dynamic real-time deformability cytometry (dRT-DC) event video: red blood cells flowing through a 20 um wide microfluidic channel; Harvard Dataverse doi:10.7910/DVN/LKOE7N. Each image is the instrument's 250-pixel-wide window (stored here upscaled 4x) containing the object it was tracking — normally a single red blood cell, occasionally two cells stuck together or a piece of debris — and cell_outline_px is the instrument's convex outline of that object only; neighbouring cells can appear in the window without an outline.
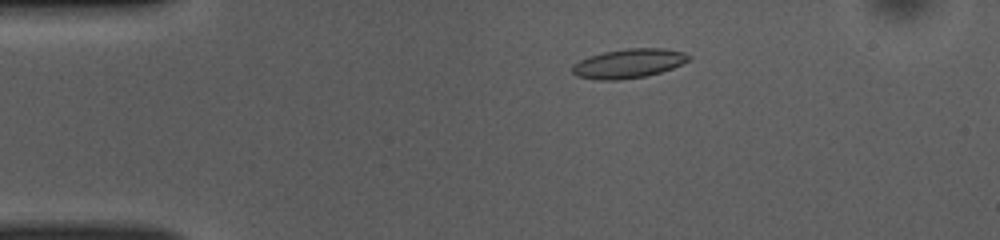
{"species": "common noctule bat (a hibernating species)", "species_latin": "Nyctalus noctula", "temperature_condition": "room temperature", "stored_images_in_passage": 50, "camera_frame_rate_fps": 3000, "um_per_image_px": 0.085, "animal": {"sex": "female", "body_mass_g": 10.0, "forearm_length_mm": 53.1}, "frame": {"image": 1, "passage_image": 9, "time_ms": 2.667, "image_size_px": [1000, 240], "cell_outline_px": [[692, 60], [672, 68], [660, 72], [644, 76], [620, 80], [596, 80], [576, 76], [572, 72], [572, 64], [588, 56], [604, 52], [624, 48], [664, 48], [684, 52], [692, 56]], "centroid_in_image_um": [53.44, 5.39], "position_along_channel_um": 31.6, "area_um2": 20.06}}
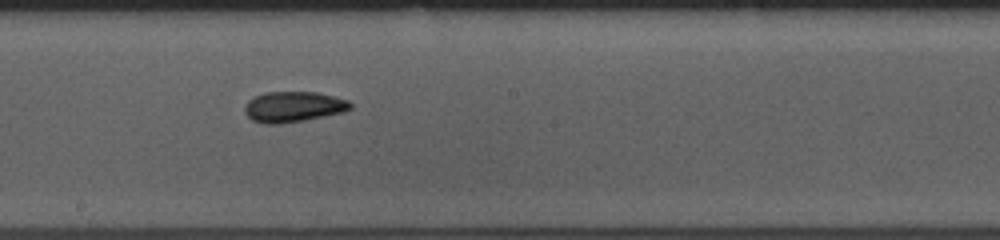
{"frame": {"image": 2, "passage_image": 27, "time_ms": 8.667, "image_size_px": [1000, 240], "cell_outline_px": [[352, 108], [344, 112], [304, 120], [276, 124], [264, 124], [252, 120], [244, 112], [244, 108], [248, 100], [264, 92], [316, 92], [348, 100], [352, 104]], "centroid_in_image_um": [24.93, 9.08], "position_along_channel_um": 223.3, "area_um2": 18.79}}
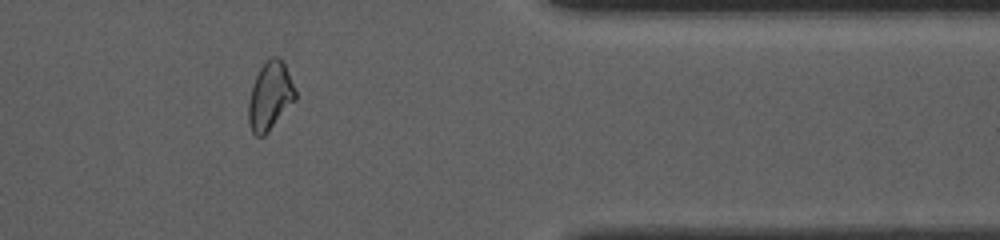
{"frame": {"image": 3, "passage_image": 41, "time_ms": 13.333, "image_size_px": [1000, 240], "cell_outline_px": [[296, 100], [268, 132], [264, 136], [256, 136], [252, 132], [248, 124], [248, 100], [252, 84], [260, 68], [272, 56], [276, 56], [284, 64], [296, 92]], "centroid_in_image_um": [22.93, 8.21], "position_along_channel_um": 388.5, "area_um2": 18.5}, "authors_computed_cell_mechanics": {"area_um2": 18.496, "velocity_mm_per_s": 3.9469, "shape_relaxation_time_tau1_ms": 7.4481, "shape_relaxation_time_tau2_ms": 2.0258, "deformation_change_tau1": 0.1931, "deformation_change_tau2": 0.0792}}